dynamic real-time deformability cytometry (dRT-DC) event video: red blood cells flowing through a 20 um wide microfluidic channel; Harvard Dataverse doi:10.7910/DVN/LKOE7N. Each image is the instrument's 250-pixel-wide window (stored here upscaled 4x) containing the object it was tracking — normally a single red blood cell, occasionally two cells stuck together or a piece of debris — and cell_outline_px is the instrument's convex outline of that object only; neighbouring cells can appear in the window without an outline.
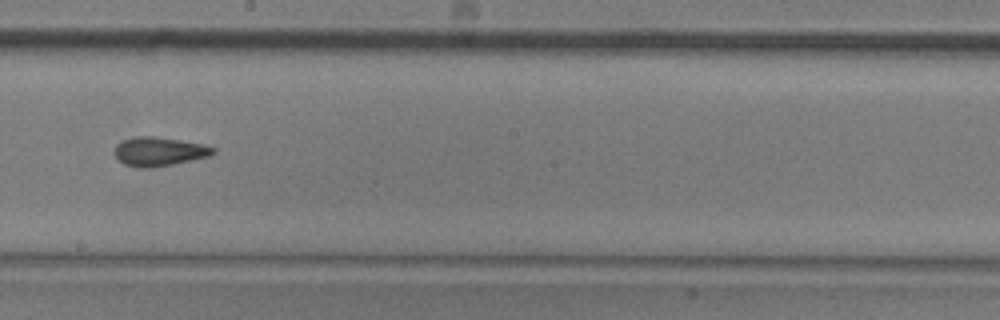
{"species": "common noctule bat (a hibernating species)", "species_latin": "Nyctalus noctula", "temperature_condition": "room temperature", "stored_images_in_passage": 34, "camera_frame_rate_fps": 3000, "um_per_image_px": 0.085, "animal": {"sex": "male", "body_mass_g": 20.5, "forearm_length_mm": 52.5}, "frame": {"image": 1, "passage_image": 15, "time_ms": 4.667, "image_size_px": [1000, 320], "cell_outline_px": [[216, 152], [208, 156], [172, 164], [152, 168], [136, 168], [124, 164], [116, 156], [116, 144], [132, 136], [156, 136], [204, 144], [216, 148]], "centroid_in_image_um": [13.53, 12.87], "position_along_channel_um": 234.7, "area_um2": 16.59}, "authors_computed_cell_mechanics": {"area_um2": 16.0973, "velocity_mm_per_s": 3.7705, "shape_relaxation_time_tau1_ms": 10.359, "shape_relaxation_time_tau2_ms": 3.264, "deformation_change_tau1": 0.1923, "deformation_change_tau2": 0.1039}}